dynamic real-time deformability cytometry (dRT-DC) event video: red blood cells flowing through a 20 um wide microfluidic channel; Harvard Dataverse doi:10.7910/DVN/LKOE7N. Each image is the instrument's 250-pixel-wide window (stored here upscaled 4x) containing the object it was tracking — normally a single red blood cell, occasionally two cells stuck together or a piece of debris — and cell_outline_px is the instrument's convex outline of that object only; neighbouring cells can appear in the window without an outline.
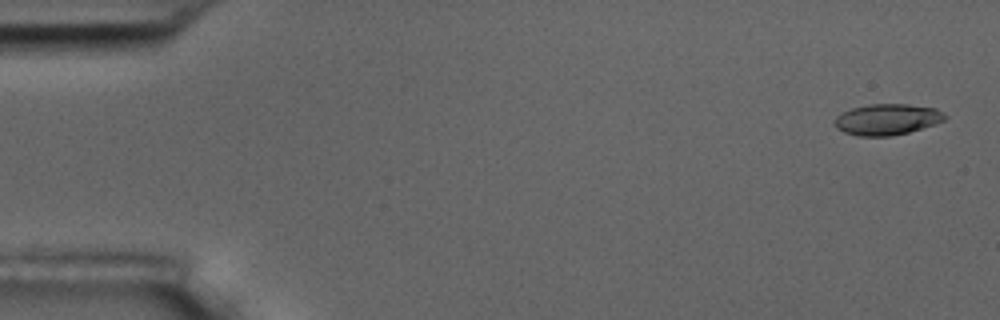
{"species": "common noctule bat (a hibernating species)", "species_latin": "Nyctalus noctula", "temperature_condition": "room temperature", "stored_images_in_passage": 5, "camera_frame_rate_fps": 3000, "um_per_image_px": 0.085, "animal": {"sex": "male", "body_mass_g": 17.5, "forearm_length_mm": 52.3}, "frame": {"image": 1, "passage_image": 1, "time_ms": 0.0, "image_size_px": [1000, 320], "cell_outline_px": [[948, 116], [944, 120], [908, 132], [892, 136], [856, 136], [844, 132], [836, 128], [832, 124], [832, 120], [836, 116], [852, 108], [868, 104], [908, 104], [936, 108], [944, 112]], "centroid_in_image_um": [75.36, 10.15], "position_along_channel_um": 9.6, "area_um2": 20.06}}